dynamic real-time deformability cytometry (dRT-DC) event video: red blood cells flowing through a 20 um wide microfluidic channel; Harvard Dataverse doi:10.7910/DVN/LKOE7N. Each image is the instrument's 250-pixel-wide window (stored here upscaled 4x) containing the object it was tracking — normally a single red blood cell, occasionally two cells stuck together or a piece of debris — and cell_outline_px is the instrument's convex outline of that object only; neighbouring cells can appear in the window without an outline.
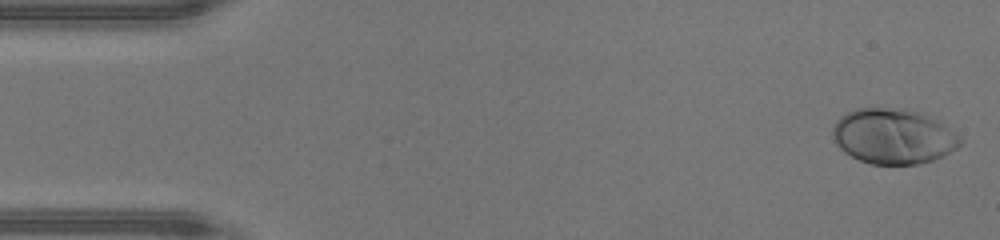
{"species": "human", "species_latin": "Homo sapiens", "temperature_condition": "warm", "stored_images_in_passage": 46, "camera_frame_rate_fps": 3000, "um_per_image_px": 0.085, "donor": {"sex": "male"}, "frame": {"image": 1, "passage_image": 1, "time_ms": 0.0, "image_size_px": [1000, 240], "cell_outline_px": [[960, 144], [956, 148], [932, 160], [920, 164], [872, 164], [860, 160], [844, 152], [840, 148], [832, 136], [832, 128], [836, 120], [840, 116], [856, 108], [908, 108], [920, 112], [960, 136]], "centroid_in_image_um": [75.87, 11.58], "position_along_channel_um": 9.1, "area_um2": 40.58}}
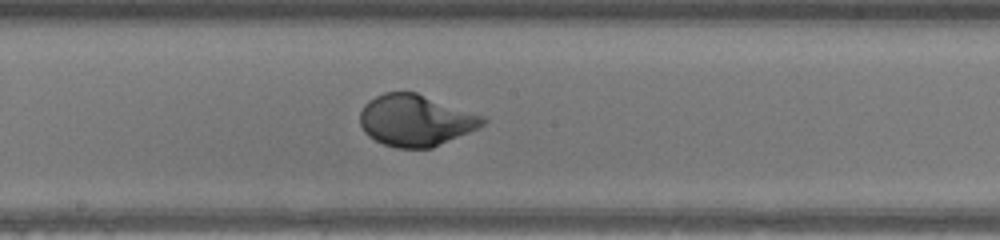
{"frame": {"image": 2, "passage_image": 24, "time_ms": 7.667, "image_size_px": [1000, 240], "cell_outline_px": [[488, 120], [484, 124], [468, 132], [432, 148], [396, 148], [384, 144], [368, 136], [364, 132], [360, 124], [360, 112], [364, 104], [368, 100], [384, 92], [416, 92], [484, 116]], "centroid_in_image_um": [35.3, 10.23], "position_along_channel_um": 212.9, "area_um2": 36.7}}
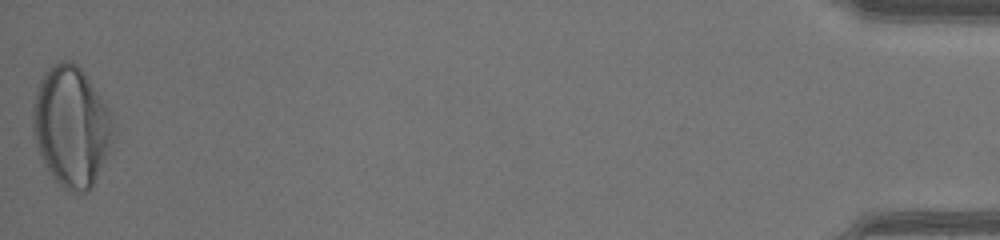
{"frame": {"image": 3, "passage_image": 46, "time_ms": 15.0, "image_size_px": [1000, 240], "cell_outline_px": [[112, 128], [104, 156], [92, 188], [88, 192], [68, 192], [48, 172], [40, 156], [32, 132], [32, 108], [36, 92], [40, 80], [44, 72], [52, 64], [60, 60], [68, 60], [76, 64], [84, 72], [108, 108], [112, 116]], "centroid_in_image_um": [5.99, 10.72], "position_along_channel_um": 429.2, "area_um2": 55.55}, "authors_computed_cell_mechanics": {"area_um2": 37.3966, "velocity_mm_per_s": 4.3985, "shape_relaxation_time_tau1_ms": 3.0692, "shape_relaxation_time_tau2_ms": null, "deformation_change_tau1": 0.2005, "deformation_change_tau2": null}}